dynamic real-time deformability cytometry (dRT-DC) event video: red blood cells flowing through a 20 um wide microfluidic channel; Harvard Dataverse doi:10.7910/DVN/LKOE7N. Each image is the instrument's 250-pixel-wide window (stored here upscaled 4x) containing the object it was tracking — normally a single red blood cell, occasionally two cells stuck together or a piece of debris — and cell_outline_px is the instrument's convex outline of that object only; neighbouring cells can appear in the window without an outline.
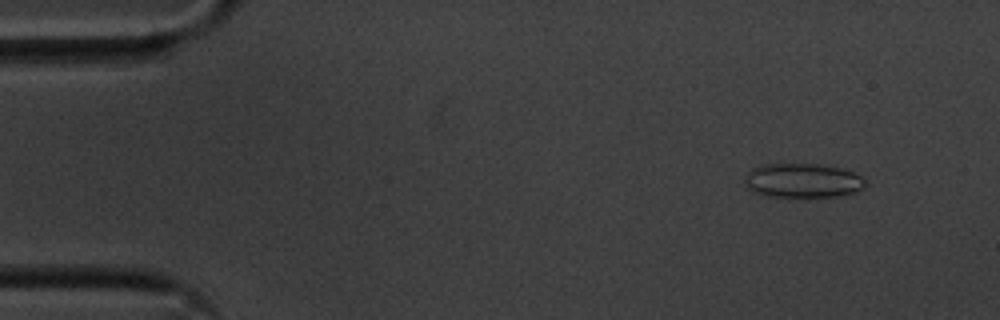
{"species": "common noctule bat (a hibernating species)", "species_latin": "Nyctalus noctula", "temperature_condition": "cold", "stored_images_in_passage": 55, "camera_frame_rate_fps": 3000, "um_per_image_px": 0.085, "animal": {"sex": "male", "body_mass_g": 20.1, "forearm_length_mm": 53.5}, "frame": {"image": 1, "passage_image": 5, "time_ms": 1.333, "image_size_px": [1000, 320], "cell_outline_px": [[864, 188], [840, 196], [788, 200], [764, 196], [752, 192], [748, 188], [744, 180], [748, 172], [752, 168], [760, 164], [820, 164], [844, 168], [860, 176], [864, 180]], "centroid_in_image_um": [68.17, 15.4], "position_along_channel_um": 16.8, "area_um2": 25.14}}
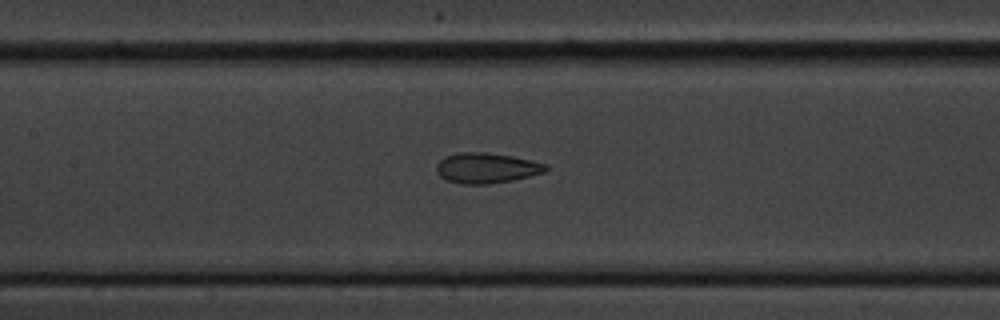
{"frame": {"image": 2, "passage_image": 25, "time_ms": 8.0, "image_size_px": [1000, 320], "cell_outline_px": [[548, 172], [512, 180], [488, 184], [464, 184], [444, 180], [436, 172], [436, 164], [444, 156], [460, 152], [484, 152], [512, 156], [532, 160], [548, 164]], "centroid_in_image_um": [41.36, 14.28], "position_along_channel_um": 166.0, "area_um2": 19.59}}
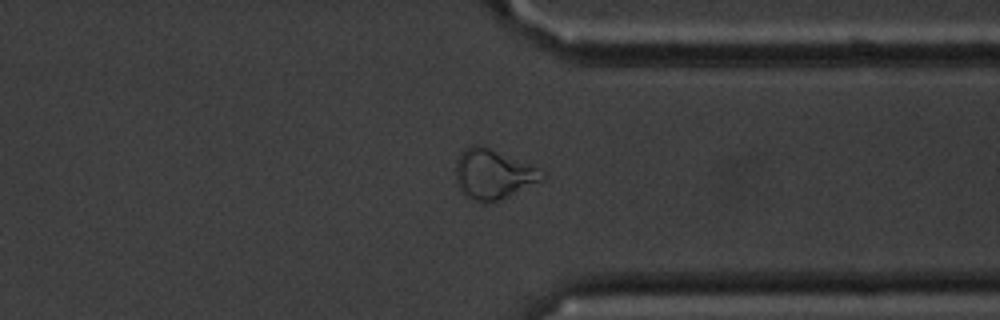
{"frame": {"image": 3, "passage_image": 42, "time_ms": 13.667, "image_size_px": [1000, 320], "cell_outline_px": [[548, 176], [544, 180], [496, 200], [480, 204], [464, 196], [456, 184], [456, 160], [460, 152], [464, 148], [472, 144], [476, 144], [488, 148], [536, 168], [544, 172]], "centroid_in_image_um": [41.85, 14.82], "position_along_channel_um": 369.5, "area_um2": 24.74}, "authors_computed_cell_mechanics": {"area_um2": 21.7906, "velocity_mm_per_s": 3.6264, "shape_relaxation_time_tau1_ms": 7.1182, "shape_relaxation_time_tau2_ms": 1.8604, "deformation_change_tau1": 0.1404, "deformation_change_tau2": 0.0762}}